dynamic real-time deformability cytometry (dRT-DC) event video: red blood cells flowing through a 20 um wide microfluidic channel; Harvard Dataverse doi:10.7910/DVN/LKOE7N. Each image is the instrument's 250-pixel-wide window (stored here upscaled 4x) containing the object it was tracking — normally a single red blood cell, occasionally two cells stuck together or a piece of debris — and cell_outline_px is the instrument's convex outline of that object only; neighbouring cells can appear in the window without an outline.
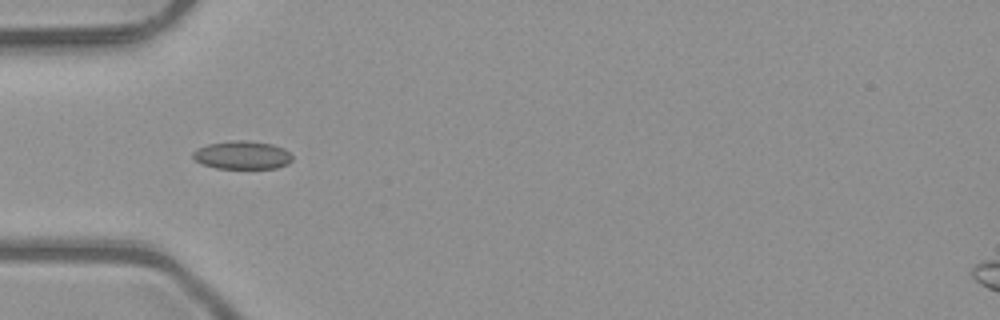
{"species": "common noctule bat (a hibernating species)", "species_latin": "Nyctalus noctula", "temperature_condition": "room temperature", "stored_images_in_passage": 4, "camera_frame_rate_fps": 3000, "um_per_image_px": 0.085, "animal": {"sex": "male", "body_mass_g": 23.1, "forearm_length_mm": 52.7}, "frame": {"image": 1, "passage_image": 1, "time_ms": 0.0, "image_size_px": [1000, 320], "cell_outline_px": [[292, 160], [288, 164], [276, 168], [216, 168], [204, 164], [196, 160], [192, 156], [192, 152], [196, 148], [208, 144], [232, 140], [244, 140], [272, 144], [284, 148], [292, 156]], "centroid_in_image_um": [20.59, 13.17], "position_along_channel_um": 64.4, "area_um2": 16.3}}
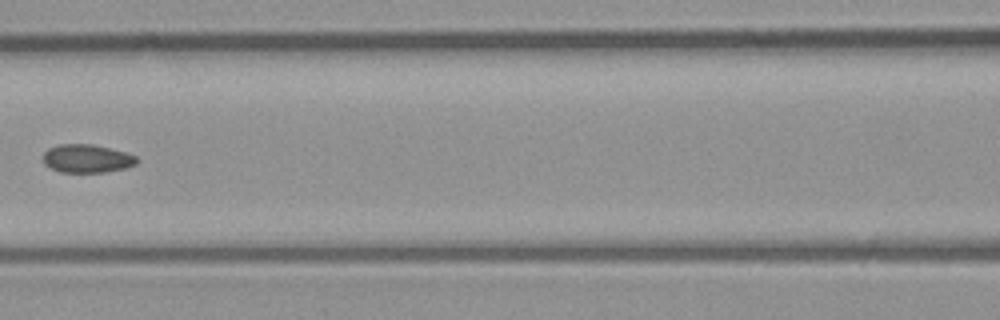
{"frame": {"image": 2, "passage_image": 3, "time_ms": 0.667, "image_size_px": [1000, 320], "cell_outline_px": [[136, 164], [124, 168], [104, 172], [60, 172], [44, 164], [44, 152], [48, 148], [60, 144], [92, 144], [124, 152], [136, 156]], "centroid_in_image_um": [7.36, 13.47], "position_along_channel_um": 159.2, "area_um2": 15.2}}
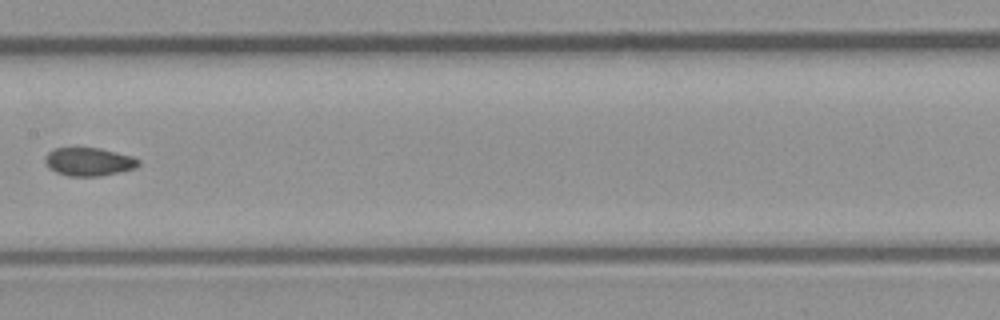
{"frame": {"image": 3, "passage_image": 4, "time_ms": 1.0, "image_size_px": [1000, 320], "cell_outline_px": [[140, 164], [136, 168], [120, 172], [100, 176], [68, 176], [56, 172], [48, 168], [44, 160], [44, 156], [48, 152], [56, 148], [100, 148], [132, 156], [140, 160]], "centroid_in_image_um": [7.55, 13.75], "position_along_channel_um": 199.9, "area_um2": 15.49}}